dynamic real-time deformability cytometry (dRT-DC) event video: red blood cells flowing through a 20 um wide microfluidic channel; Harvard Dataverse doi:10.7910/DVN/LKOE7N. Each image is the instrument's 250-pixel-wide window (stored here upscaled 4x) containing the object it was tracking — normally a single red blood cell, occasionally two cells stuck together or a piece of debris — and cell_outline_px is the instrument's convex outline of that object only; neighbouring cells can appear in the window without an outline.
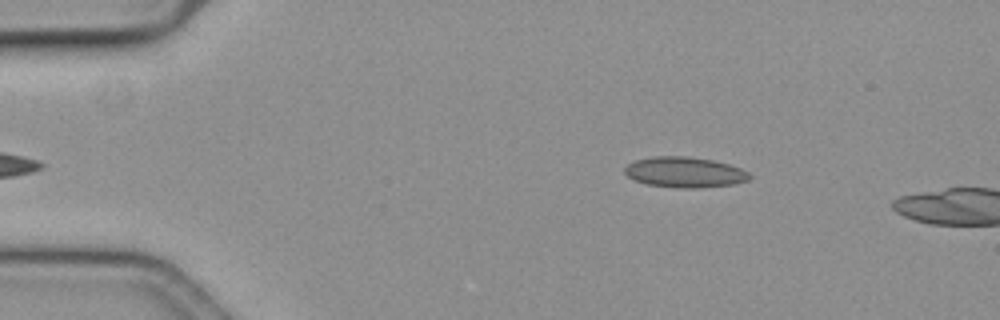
{"species": "common noctule bat (a hibernating species)", "species_latin": "Nyctalus noctula", "temperature_condition": "cold", "stored_images_in_passage": 48, "camera_frame_rate_fps": 3000, "um_per_image_px": 0.085, "animal": {"sex": "female", "body_mass_g": 19.3, "forearm_length_mm": 54.1}, "frame": {"image": 1, "passage_image": 2, "time_ms": 0.333, "image_size_px": [1000, 320], "cell_outline_px": [[752, 176], [748, 180], [732, 184], [696, 188], [676, 188], [648, 184], [632, 180], [624, 172], [624, 168], [628, 164], [636, 160], [656, 156], [688, 156], [712, 160], [728, 164], [740, 168], [748, 172]], "centroid_in_image_um": [58.18, 14.64], "position_along_channel_um": 26.8, "area_um2": 22.14}}
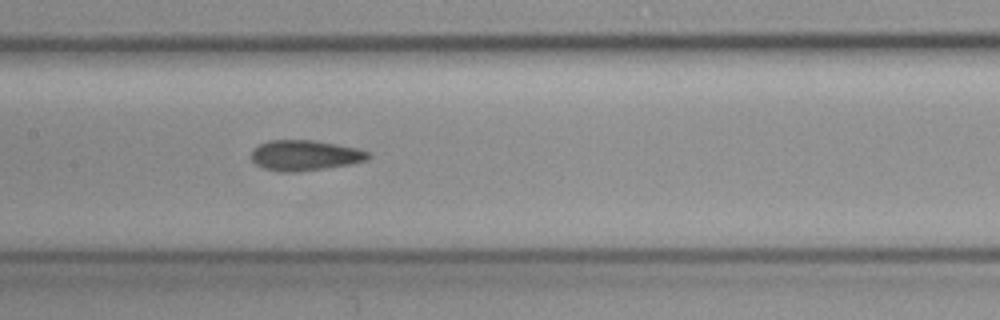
{"frame": {"image": 2, "passage_image": 21, "time_ms": 6.667, "image_size_px": [1000, 320], "cell_outline_px": [[372, 156], [368, 160], [352, 164], [296, 172], [280, 172], [264, 168], [256, 164], [252, 160], [252, 152], [260, 144], [268, 140], [312, 140], [336, 144], [356, 148], [368, 152]], "centroid_in_image_um": [25.94, 13.21], "position_along_channel_um": 181.5, "area_um2": 20.63}}
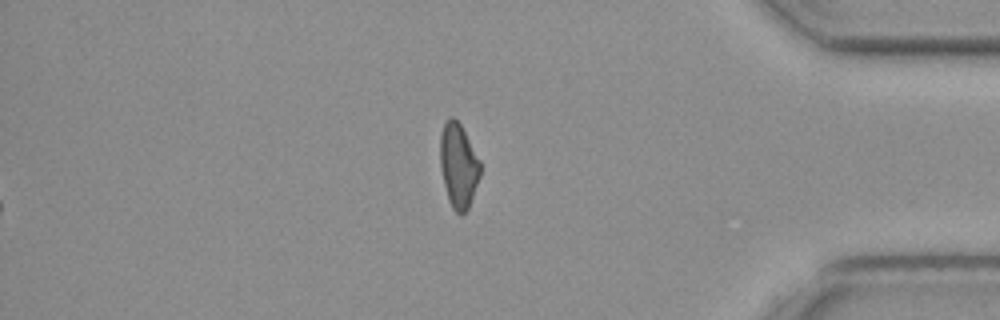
{"frame": {"image": 3, "passage_image": 42, "time_ms": 13.667, "image_size_px": [1000, 320], "cell_outline_px": [[480, 176], [468, 208], [460, 216], [452, 208], [448, 200], [440, 168], [440, 136], [444, 124], [448, 116], [452, 116], [460, 124], [480, 160]], "centroid_in_image_um": [38.95, 14.08], "position_along_channel_um": 396.2, "area_um2": 19.65}}